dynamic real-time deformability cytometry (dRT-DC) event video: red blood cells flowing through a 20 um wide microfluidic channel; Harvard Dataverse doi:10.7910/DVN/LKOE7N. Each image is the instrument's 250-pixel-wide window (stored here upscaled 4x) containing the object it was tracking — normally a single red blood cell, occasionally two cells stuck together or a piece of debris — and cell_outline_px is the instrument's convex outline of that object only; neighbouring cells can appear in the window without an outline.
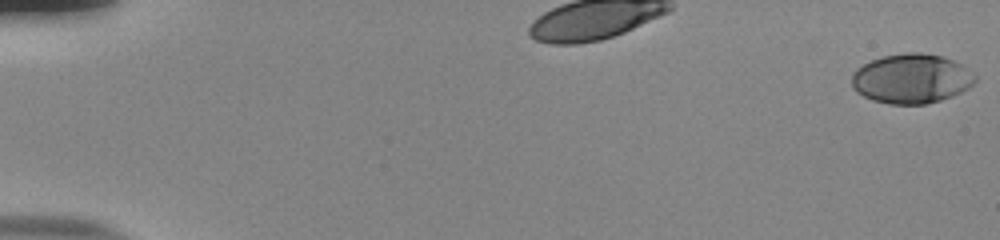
{"species": "human", "species_latin": "Homo sapiens", "temperature_condition": "room temperature", "stored_images_in_passage": 55, "camera_frame_rate_fps": 3000, "um_per_image_px": 0.085, "donor": {"sex": "male"}, "frame": {"image": 1, "passage_image": 1, "time_ms": 0.0, "image_size_px": [1000, 240], "cell_outline_px": [[976, 80], [968, 88], [952, 96], [940, 100], [924, 104], [888, 104], [872, 100], [856, 92], [852, 88], [852, 76], [856, 68], [880, 56], [904, 52], [920, 52], [944, 56], [960, 64], [976, 76]], "centroid_in_image_um": [77.44, 6.68], "position_along_channel_um": 7.6, "area_um2": 35.72}}
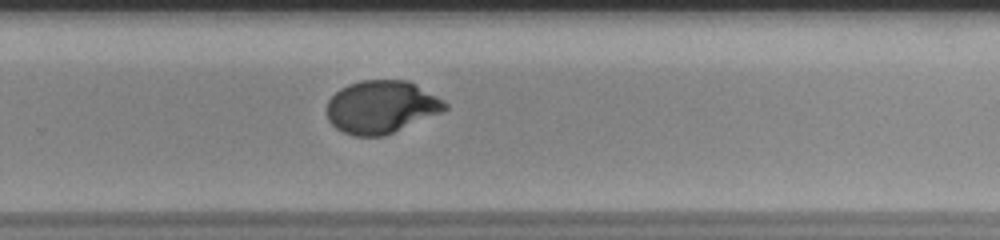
{"frame": {"image": 2, "passage_image": 38, "time_ms": 12.333, "image_size_px": [1000, 240], "cell_outline_px": [[448, 108], [440, 112], [384, 136], [352, 136], [336, 128], [328, 120], [328, 100], [340, 88], [348, 84], [360, 80], [408, 80], [416, 84], [444, 100], [448, 104]], "centroid_in_image_um": [32.4, 9.08], "position_along_channel_um": 297.4, "area_um2": 36.13}}
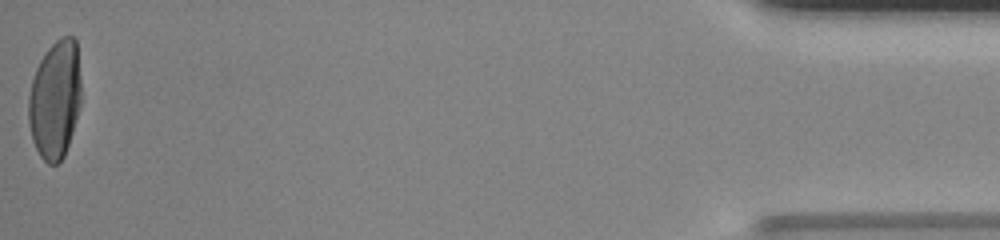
{"frame": {"image": 3, "passage_image": 55, "time_ms": 18.0, "image_size_px": [1000, 240], "cell_outline_px": [[80, 104], [72, 132], [64, 156], [56, 164], [48, 164], [40, 156], [32, 140], [28, 120], [28, 96], [32, 80], [36, 68], [40, 60], [48, 48], [56, 40], [64, 36], [72, 36], [76, 40], [80, 76]], "centroid_in_image_um": [4.66, 8.45], "position_along_channel_um": 430.5, "area_um2": 36.18}, "authors_computed_cell_mechanics": {"area_um2": 36.125, "velocity_mm_per_s": 3.8522, "shape_relaxation_time_tau1_ms": 3.6105, "shape_relaxation_time_tau2_ms": null, "deformation_change_tau1": 0.2094, "deformation_change_tau2": null}}